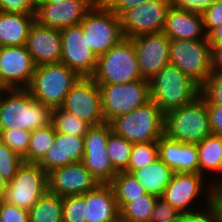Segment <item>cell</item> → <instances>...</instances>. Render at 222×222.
<instances>
[{
  "instance_id": "1",
  "label": "cell",
  "mask_w": 222,
  "mask_h": 222,
  "mask_svg": "<svg viewBox=\"0 0 222 222\" xmlns=\"http://www.w3.org/2000/svg\"><path fill=\"white\" fill-rule=\"evenodd\" d=\"M51 112L27 89H4L0 95V129L33 131L51 123Z\"/></svg>"
},
{
  "instance_id": "2",
  "label": "cell",
  "mask_w": 222,
  "mask_h": 222,
  "mask_svg": "<svg viewBox=\"0 0 222 222\" xmlns=\"http://www.w3.org/2000/svg\"><path fill=\"white\" fill-rule=\"evenodd\" d=\"M149 90L150 99L164 114L200 96V86L170 63L149 80Z\"/></svg>"
},
{
  "instance_id": "3",
  "label": "cell",
  "mask_w": 222,
  "mask_h": 222,
  "mask_svg": "<svg viewBox=\"0 0 222 222\" xmlns=\"http://www.w3.org/2000/svg\"><path fill=\"white\" fill-rule=\"evenodd\" d=\"M163 134L171 139L198 144L212 134L209 112L204 99L199 96L193 102L164 114Z\"/></svg>"
},
{
  "instance_id": "4",
  "label": "cell",
  "mask_w": 222,
  "mask_h": 222,
  "mask_svg": "<svg viewBox=\"0 0 222 222\" xmlns=\"http://www.w3.org/2000/svg\"><path fill=\"white\" fill-rule=\"evenodd\" d=\"M220 194L207 177L200 173H174L161 198L183 214L208 206ZM198 200L201 201L200 205L194 204Z\"/></svg>"
},
{
  "instance_id": "5",
  "label": "cell",
  "mask_w": 222,
  "mask_h": 222,
  "mask_svg": "<svg viewBox=\"0 0 222 222\" xmlns=\"http://www.w3.org/2000/svg\"><path fill=\"white\" fill-rule=\"evenodd\" d=\"M81 76L65 64L36 66L27 90L38 102L51 109L59 108Z\"/></svg>"
},
{
  "instance_id": "6",
  "label": "cell",
  "mask_w": 222,
  "mask_h": 222,
  "mask_svg": "<svg viewBox=\"0 0 222 222\" xmlns=\"http://www.w3.org/2000/svg\"><path fill=\"white\" fill-rule=\"evenodd\" d=\"M112 131L130 143L158 141L163 135L164 113L152 99L110 122Z\"/></svg>"
},
{
  "instance_id": "7",
  "label": "cell",
  "mask_w": 222,
  "mask_h": 222,
  "mask_svg": "<svg viewBox=\"0 0 222 222\" xmlns=\"http://www.w3.org/2000/svg\"><path fill=\"white\" fill-rule=\"evenodd\" d=\"M91 77L97 84H122L143 79L132 39L123 38L99 56Z\"/></svg>"
},
{
  "instance_id": "8",
  "label": "cell",
  "mask_w": 222,
  "mask_h": 222,
  "mask_svg": "<svg viewBox=\"0 0 222 222\" xmlns=\"http://www.w3.org/2000/svg\"><path fill=\"white\" fill-rule=\"evenodd\" d=\"M80 25L89 48L97 57L105 54L124 37L120 17L105 4H94Z\"/></svg>"
},
{
  "instance_id": "9",
  "label": "cell",
  "mask_w": 222,
  "mask_h": 222,
  "mask_svg": "<svg viewBox=\"0 0 222 222\" xmlns=\"http://www.w3.org/2000/svg\"><path fill=\"white\" fill-rule=\"evenodd\" d=\"M169 60L200 87L212 72L208 39L170 40Z\"/></svg>"
},
{
  "instance_id": "10",
  "label": "cell",
  "mask_w": 222,
  "mask_h": 222,
  "mask_svg": "<svg viewBox=\"0 0 222 222\" xmlns=\"http://www.w3.org/2000/svg\"><path fill=\"white\" fill-rule=\"evenodd\" d=\"M102 112L107 123L132 112L150 100L149 80L141 79L122 84H98Z\"/></svg>"
},
{
  "instance_id": "11",
  "label": "cell",
  "mask_w": 222,
  "mask_h": 222,
  "mask_svg": "<svg viewBox=\"0 0 222 222\" xmlns=\"http://www.w3.org/2000/svg\"><path fill=\"white\" fill-rule=\"evenodd\" d=\"M47 191V173L38 164L23 163L8 182L2 200L29 211Z\"/></svg>"
},
{
  "instance_id": "12",
  "label": "cell",
  "mask_w": 222,
  "mask_h": 222,
  "mask_svg": "<svg viewBox=\"0 0 222 222\" xmlns=\"http://www.w3.org/2000/svg\"><path fill=\"white\" fill-rule=\"evenodd\" d=\"M112 131L110 123L91 126L84 136L82 163L99 184H110L118 171L113 167L107 150V139Z\"/></svg>"
},
{
  "instance_id": "13",
  "label": "cell",
  "mask_w": 222,
  "mask_h": 222,
  "mask_svg": "<svg viewBox=\"0 0 222 222\" xmlns=\"http://www.w3.org/2000/svg\"><path fill=\"white\" fill-rule=\"evenodd\" d=\"M171 6V0H150L127 9L120 16L124 37L134 38L142 34L162 32Z\"/></svg>"
},
{
  "instance_id": "14",
  "label": "cell",
  "mask_w": 222,
  "mask_h": 222,
  "mask_svg": "<svg viewBox=\"0 0 222 222\" xmlns=\"http://www.w3.org/2000/svg\"><path fill=\"white\" fill-rule=\"evenodd\" d=\"M61 108L91 126L106 123L102 112L100 88L92 77H81L66 95Z\"/></svg>"
},
{
  "instance_id": "15",
  "label": "cell",
  "mask_w": 222,
  "mask_h": 222,
  "mask_svg": "<svg viewBox=\"0 0 222 222\" xmlns=\"http://www.w3.org/2000/svg\"><path fill=\"white\" fill-rule=\"evenodd\" d=\"M35 68L25 45L0 47V85L4 89H27Z\"/></svg>"
},
{
  "instance_id": "16",
  "label": "cell",
  "mask_w": 222,
  "mask_h": 222,
  "mask_svg": "<svg viewBox=\"0 0 222 222\" xmlns=\"http://www.w3.org/2000/svg\"><path fill=\"white\" fill-rule=\"evenodd\" d=\"M62 53L60 63L76 71L81 77H91L97 66L98 57L89 48L81 25L60 30Z\"/></svg>"
},
{
  "instance_id": "17",
  "label": "cell",
  "mask_w": 222,
  "mask_h": 222,
  "mask_svg": "<svg viewBox=\"0 0 222 222\" xmlns=\"http://www.w3.org/2000/svg\"><path fill=\"white\" fill-rule=\"evenodd\" d=\"M131 39L143 79L150 80L170 63V39L163 32L142 34Z\"/></svg>"
},
{
  "instance_id": "18",
  "label": "cell",
  "mask_w": 222,
  "mask_h": 222,
  "mask_svg": "<svg viewBox=\"0 0 222 222\" xmlns=\"http://www.w3.org/2000/svg\"><path fill=\"white\" fill-rule=\"evenodd\" d=\"M93 6L91 0H63L59 4L38 2L35 21L42 26L61 30L79 25Z\"/></svg>"
},
{
  "instance_id": "19",
  "label": "cell",
  "mask_w": 222,
  "mask_h": 222,
  "mask_svg": "<svg viewBox=\"0 0 222 222\" xmlns=\"http://www.w3.org/2000/svg\"><path fill=\"white\" fill-rule=\"evenodd\" d=\"M48 192L60 197L82 195L99 183L82 162L71 163L47 173Z\"/></svg>"
},
{
  "instance_id": "20",
  "label": "cell",
  "mask_w": 222,
  "mask_h": 222,
  "mask_svg": "<svg viewBox=\"0 0 222 222\" xmlns=\"http://www.w3.org/2000/svg\"><path fill=\"white\" fill-rule=\"evenodd\" d=\"M25 46L35 66L57 64L61 61L60 30L42 26L35 21L29 31Z\"/></svg>"
},
{
  "instance_id": "21",
  "label": "cell",
  "mask_w": 222,
  "mask_h": 222,
  "mask_svg": "<svg viewBox=\"0 0 222 222\" xmlns=\"http://www.w3.org/2000/svg\"><path fill=\"white\" fill-rule=\"evenodd\" d=\"M158 155L174 173H199L196 144L180 142L163 134L158 140Z\"/></svg>"
},
{
  "instance_id": "22",
  "label": "cell",
  "mask_w": 222,
  "mask_h": 222,
  "mask_svg": "<svg viewBox=\"0 0 222 222\" xmlns=\"http://www.w3.org/2000/svg\"><path fill=\"white\" fill-rule=\"evenodd\" d=\"M84 136L56 132L52 146L37 163L46 173L71 163L82 162Z\"/></svg>"
},
{
  "instance_id": "23",
  "label": "cell",
  "mask_w": 222,
  "mask_h": 222,
  "mask_svg": "<svg viewBox=\"0 0 222 222\" xmlns=\"http://www.w3.org/2000/svg\"><path fill=\"white\" fill-rule=\"evenodd\" d=\"M170 40L207 39L201 14L171 6L162 31Z\"/></svg>"
},
{
  "instance_id": "24",
  "label": "cell",
  "mask_w": 222,
  "mask_h": 222,
  "mask_svg": "<svg viewBox=\"0 0 222 222\" xmlns=\"http://www.w3.org/2000/svg\"><path fill=\"white\" fill-rule=\"evenodd\" d=\"M119 214L111 184H98L85 193L86 222H112Z\"/></svg>"
},
{
  "instance_id": "25",
  "label": "cell",
  "mask_w": 222,
  "mask_h": 222,
  "mask_svg": "<svg viewBox=\"0 0 222 222\" xmlns=\"http://www.w3.org/2000/svg\"><path fill=\"white\" fill-rule=\"evenodd\" d=\"M196 145L199 155V173L204 177L207 176L208 181L212 183L221 192L222 136L211 134L205 137L200 143Z\"/></svg>"
},
{
  "instance_id": "26",
  "label": "cell",
  "mask_w": 222,
  "mask_h": 222,
  "mask_svg": "<svg viewBox=\"0 0 222 222\" xmlns=\"http://www.w3.org/2000/svg\"><path fill=\"white\" fill-rule=\"evenodd\" d=\"M35 22V14L0 11V47L22 46Z\"/></svg>"
},
{
  "instance_id": "27",
  "label": "cell",
  "mask_w": 222,
  "mask_h": 222,
  "mask_svg": "<svg viewBox=\"0 0 222 222\" xmlns=\"http://www.w3.org/2000/svg\"><path fill=\"white\" fill-rule=\"evenodd\" d=\"M147 194L160 198L171 182L174 171L160 158L147 166L130 172Z\"/></svg>"
},
{
  "instance_id": "28",
  "label": "cell",
  "mask_w": 222,
  "mask_h": 222,
  "mask_svg": "<svg viewBox=\"0 0 222 222\" xmlns=\"http://www.w3.org/2000/svg\"><path fill=\"white\" fill-rule=\"evenodd\" d=\"M30 222H63L62 197L46 192L29 210Z\"/></svg>"
},
{
  "instance_id": "29",
  "label": "cell",
  "mask_w": 222,
  "mask_h": 222,
  "mask_svg": "<svg viewBox=\"0 0 222 222\" xmlns=\"http://www.w3.org/2000/svg\"><path fill=\"white\" fill-rule=\"evenodd\" d=\"M55 136L56 130L52 123L31 131L29 147L23 156L24 163L37 164L52 146Z\"/></svg>"
},
{
  "instance_id": "30",
  "label": "cell",
  "mask_w": 222,
  "mask_h": 222,
  "mask_svg": "<svg viewBox=\"0 0 222 222\" xmlns=\"http://www.w3.org/2000/svg\"><path fill=\"white\" fill-rule=\"evenodd\" d=\"M110 184L113 187L119 210L127 202H131L134 199L147 194L146 190L133 177V175L125 171H119Z\"/></svg>"
},
{
  "instance_id": "31",
  "label": "cell",
  "mask_w": 222,
  "mask_h": 222,
  "mask_svg": "<svg viewBox=\"0 0 222 222\" xmlns=\"http://www.w3.org/2000/svg\"><path fill=\"white\" fill-rule=\"evenodd\" d=\"M51 123L56 132L85 136L91 125L85 120L80 119L71 112L63 110L61 107L52 109Z\"/></svg>"
},
{
  "instance_id": "32",
  "label": "cell",
  "mask_w": 222,
  "mask_h": 222,
  "mask_svg": "<svg viewBox=\"0 0 222 222\" xmlns=\"http://www.w3.org/2000/svg\"><path fill=\"white\" fill-rule=\"evenodd\" d=\"M106 147L113 167L118 172L124 171L128 167L133 144L111 131Z\"/></svg>"
},
{
  "instance_id": "33",
  "label": "cell",
  "mask_w": 222,
  "mask_h": 222,
  "mask_svg": "<svg viewBox=\"0 0 222 222\" xmlns=\"http://www.w3.org/2000/svg\"><path fill=\"white\" fill-rule=\"evenodd\" d=\"M158 197L145 194L142 197L127 202L121 209L120 214L132 222H148Z\"/></svg>"
},
{
  "instance_id": "34",
  "label": "cell",
  "mask_w": 222,
  "mask_h": 222,
  "mask_svg": "<svg viewBox=\"0 0 222 222\" xmlns=\"http://www.w3.org/2000/svg\"><path fill=\"white\" fill-rule=\"evenodd\" d=\"M158 158V141L134 143L128 167L124 171L130 173L131 171L138 170L154 162Z\"/></svg>"
},
{
  "instance_id": "35",
  "label": "cell",
  "mask_w": 222,
  "mask_h": 222,
  "mask_svg": "<svg viewBox=\"0 0 222 222\" xmlns=\"http://www.w3.org/2000/svg\"><path fill=\"white\" fill-rule=\"evenodd\" d=\"M180 222H222V194L204 208L183 213Z\"/></svg>"
},
{
  "instance_id": "36",
  "label": "cell",
  "mask_w": 222,
  "mask_h": 222,
  "mask_svg": "<svg viewBox=\"0 0 222 222\" xmlns=\"http://www.w3.org/2000/svg\"><path fill=\"white\" fill-rule=\"evenodd\" d=\"M23 163V157L0 140V174L7 183L14 178Z\"/></svg>"
},
{
  "instance_id": "37",
  "label": "cell",
  "mask_w": 222,
  "mask_h": 222,
  "mask_svg": "<svg viewBox=\"0 0 222 222\" xmlns=\"http://www.w3.org/2000/svg\"><path fill=\"white\" fill-rule=\"evenodd\" d=\"M30 136L31 131L20 128L0 129V140L22 157L28 150Z\"/></svg>"
},
{
  "instance_id": "38",
  "label": "cell",
  "mask_w": 222,
  "mask_h": 222,
  "mask_svg": "<svg viewBox=\"0 0 222 222\" xmlns=\"http://www.w3.org/2000/svg\"><path fill=\"white\" fill-rule=\"evenodd\" d=\"M63 202V222L85 221V193L82 195L66 196Z\"/></svg>"
},
{
  "instance_id": "39",
  "label": "cell",
  "mask_w": 222,
  "mask_h": 222,
  "mask_svg": "<svg viewBox=\"0 0 222 222\" xmlns=\"http://www.w3.org/2000/svg\"><path fill=\"white\" fill-rule=\"evenodd\" d=\"M200 96L206 104L222 105V72L212 71L200 87Z\"/></svg>"
},
{
  "instance_id": "40",
  "label": "cell",
  "mask_w": 222,
  "mask_h": 222,
  "mask_svg": "<svg viewBox=\"0 0 222 222\" xmlns=\"http://www.w3.org/2000/svg\"><path fill=\"white\" fill-rule=\"evenodd\" d=\"M182 213L161 197L157 199L148 222H180Z\"/></svg>"
},
{
  "instance_id": "41",
  "label": "cell",
  "mask_w": 222,
  "mask_h": 222,
  "mask_svg": "<svg viewBox=\"0 0 222 222\" xmlns=\"http://www.w3.org/2000/svg\"><path fill=\"white\" fill-rule=\"evenodd\" d=\"M0 222H30L29 211L0 200Z\"/></svg>"
},
{
  "instance_id": "42",
  "label": "cell",
  "mask_w": 222,
  "mask_h": 222,
  "mask_svg": "<svg viewBox=\"0 0 222 222\" xmlns=\"http://www.w3.org/2000/svg\"><path fill=\"white\" fill-rule=\"evenodd\" d=\"M39 0H0L1 12L35 14Z\"/></svg>"
},
{
  "instance_id": "43",
  "label": "cell",
  "mask_w": 222,
  "mask_h": 222,
  "mask_svg": "<svg viewBox=\"0 0 222 222\" xmlns=\"http://www.w3.org/2000/svg\"><path fill=\"white\" fill-rule=\"evenodd\" d=\"M203 24L206 35L214 28L222 25V2L213 3L203 14Z\"/></svg>"
},
{
  "instance_id": "44",
  "label": "cell",
  "mask_w": 222,
  "mask_h": 222,
  "mask_svg": "<svg viewBox=\"0 0 222 222\" xmlns=\"http://www.w3.org/2000/svg\"><path fill=\"white\" fill-rule=\"evenodd\" d=\"M212 134L222 136V105L206 104Z\"/></svg>"
},
{
  "instance_id": "45",
  "label": "cell",
  "mask_w": 222,
  "mask_h": 222,
  "mask_svg": "<svg viewBox=\"0 0 222 222\" xmlns=\"http://www.w3.org/2000/svg\"><path fill=\"white\" fill-rule=\"evenodd\" d=\"M150 0H107L104 4L117 16H121L127 9L142 5Z\"/></svg>"
},
{
  "instance_id": "46",
  "label": "cell",
  "mask_w": 222,
  "mask_h": 222,
  "mask_svg": "<svg viewBox=\"0 0 222 222\" xmlns=\"http://www.w3.org/2000/svg\"><path fill=\"white\" fill-rule=\"evenodd\" d=\"M172 6L177 9L197 14L204 13V0H171Z\"/></svg>"
},
{
  "instance_id": "47",
  "label": "cell",
  "mask_w": 222,
  "mask_h": 222,
  "mask_svg": "<svg viewBox=\"0 0 222 222\" xmlns=\"http://www.w3.org/2000/svg\"><path fill=\"white\" fill-rule=\"evenodd\" d=\"M211 68L214 72H222V45L211 47Z\"/></svg>"
},
{
  "instance_id": "48",
  "label": "cell",
  "mask_w": 222,
  "mask_h": 222,
  "mask_svg": "<svg viewBox=\"0 0 222 222\" xmlns=\"http://www.w3.org/2000/svg\"><path fill=\"white\" fill-rule=\"evenodd\" d=\"M207 39L211 47L214 45H222V25L214 28L207 35Z\"/></svg>"
},
{
  "instance_id": "49",
  "label": "cell",
  "mask_w": 222,
  "mask_h": 222,
  "mask_svg": "<svg viewBox=\"0 0 222 222\" xmlns=\"http://www.w3.org/2000/svg\"><path fill=\"white\" fill-rule=\"evenodd\" d=\"M7 182L5 181V179L3 178V176L0 174V200L3 199L4 193H5V189L7 187Z\"/></svg>"
},
{
  "instance_id": "50",
  "label": "cell",
  "mask_w": 222,
  "mask_h": 222,
  "mask_svg": "<svg viewBox=\"0 0 222 222\" xmlns=\"http://www.w3.org/2000/svg\"><path fill=\"white\" fill-rule=\"evenodd\" d=\"M215 2H222V0H204V12Z\"/></svg>"
},
{
  "instance_id": "51",
  "label": "cell",
  "mask_w": 222,
  "mask_h": 222,
  "mask_svg": "<svg viewBox=\"0 0 222 222\" xmlns=\"http://www.w3.org/2000/svg\"><path fill=\"white\" fill-rule=\"evenodd\" d=\"M112 222H132V221L124 218L121 214H119Z\"/></svg>"
},
{
  "instance_id": "52",
  "label": "cell",
  "mask_w": 222,
  "mask_h": 222,
  "mask_svg": "<svg viewBox=\"0 0 222 222\" xmlns=\"http://www.w3.org/2000/svg\"><path fill=\"white\" fill-rule=\"evenodd\" d=\"M63 0H39L38 2H52V3H60Z\"/></svg>"
},
{
  "instance_id": "53",
  "label": "cell",
  "mask_w": 222,
  "mask_h": 222,
  "mask_svg": "<svg viewBox=\"0 0 222 222\" xmlns=\"http://www.w3.org/2000/svg\"><path fill=\"white\" fill-rule=\"evenodd\" d=\"M94 4H104L107 0H91Z\"/></svg>"
},
{
  "instance_id": "54",
  "label": "cell",
  "mask_w": 222,
  "mask_h": 222,
  "mask_svg": "<svg viewBox=\"0 0 222 222\" xmlns=\"http://www.w3.org/2000/svg\"><path fill=\"white\" fill-rule=\"evenodd\" d=\"M3 90H4V88L0 85V95H1Z\"/></svg>"
}]
</instances>
